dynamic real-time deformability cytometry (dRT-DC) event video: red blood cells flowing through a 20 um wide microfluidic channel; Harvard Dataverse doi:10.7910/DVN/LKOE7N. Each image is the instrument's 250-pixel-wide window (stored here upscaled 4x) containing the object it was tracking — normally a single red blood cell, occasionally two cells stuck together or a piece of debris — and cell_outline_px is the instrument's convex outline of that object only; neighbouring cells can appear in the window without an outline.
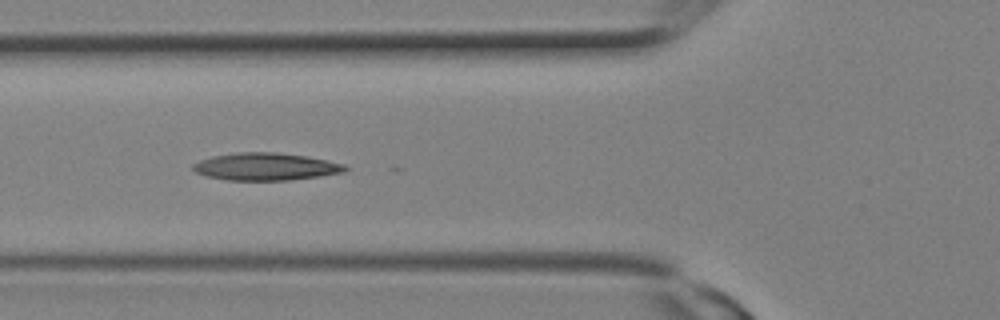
{"species": "Egyptian fruit bat (a non-hibernating species)", "species_latin": "Rousettus aegyptiacus", "temperature_condition": "room temperature", "stored_images_in_passage": 25, "camera_frame_rate_fps": 3000, "um_per_image_px": 0.085, "animal": {"sex": "female"}, "frame": {"image": 1, "passage_image": 9, "time_ms": 2.667, "image_size_px": [1000, 320], "cell_outline_px": [[348, 168], [344, 172], [320, 176], [288, 180], [228, 180], [208, 176], [196, 172], [192, 168], [192, 164], [200, 160], [212, 156], [236, 152], [276, 152], [308, 156], [328, 160], [344, 164]], "centroid_in_image_um": [22.6, 14.15], "position_along_channel_um": 103.2, "area_um2": 24.33}}
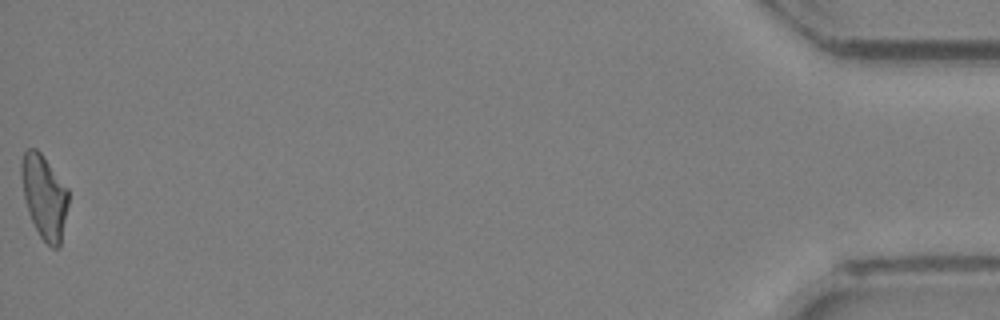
{"frame": {"image": 2, "passage_image": 25, "time_ms": 8.0, "image_size_px": [1000, 320], "cell_outline_px": [[68, 204], [60, 248], [52, 248], [40, 236], [28, 212], [24, 200], [20, 172], [20, 164], [24, 152], [28, 148], [36, 148], [40, 152], [68, 188]], "centroid_in_image_um": [3.75, 16.71], "position_along_channel_um": 431.4, "area_um2": 22.95}}